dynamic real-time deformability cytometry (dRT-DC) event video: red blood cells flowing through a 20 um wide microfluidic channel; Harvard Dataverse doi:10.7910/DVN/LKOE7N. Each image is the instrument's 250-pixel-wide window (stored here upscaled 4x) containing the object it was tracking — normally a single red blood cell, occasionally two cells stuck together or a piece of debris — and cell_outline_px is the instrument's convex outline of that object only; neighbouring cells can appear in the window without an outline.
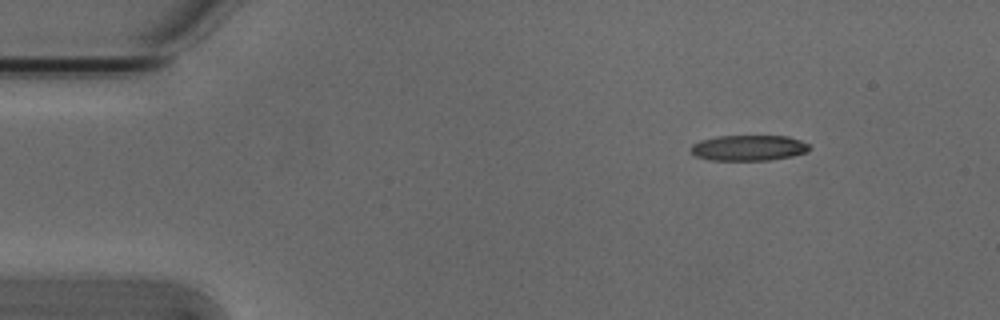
{"species": "Egyptian fruit bat (a non-hibernating species)", "species_latin": "Rousettus aegyptiacus", "temperature_condition": "cold", "stored_images_in_passage": 3, "camera_frame_rate_fps": 3000, "um_per_image_px": 0.085, "animal": {"sex": "male"}, "frame": {"image": 1, "passage_image": 1, "time_ms": 0.0, "image_size_px": [1000, 320], "cell_outline_px": [[812, 148], [808, 152], [792, 156], [768, 160], [708, 160], [696, 156], [688, 148], [692, 144], [700, 140], [716, 136], [788, 136], [800, 140], [808, 144]], "centroid_in_image_um": [63.62, 12.57], "position_along_channel_um": 21.4, "area_um2": 17.86}}
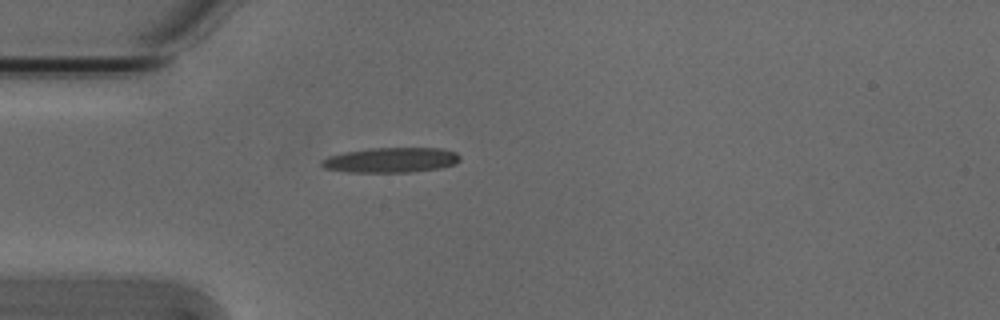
{"frame": {"image": 2, "passage_image": 3, "time_ms": 0.667, "image_size_px": [1000, 320], "cell_outline_px": [[460, 160], [456, 164], [440, 168], [408, 172], [348, 172], [324, 168], [320, 164], [320, 160], [328, 156], [344, 152], [372, 148], [444, 148], [456, 152], [460, 156]], "centroid_in_image_um": [33.24, 13.6], "position_along_channel_um": 51.8, "area_um2": 20.29}}